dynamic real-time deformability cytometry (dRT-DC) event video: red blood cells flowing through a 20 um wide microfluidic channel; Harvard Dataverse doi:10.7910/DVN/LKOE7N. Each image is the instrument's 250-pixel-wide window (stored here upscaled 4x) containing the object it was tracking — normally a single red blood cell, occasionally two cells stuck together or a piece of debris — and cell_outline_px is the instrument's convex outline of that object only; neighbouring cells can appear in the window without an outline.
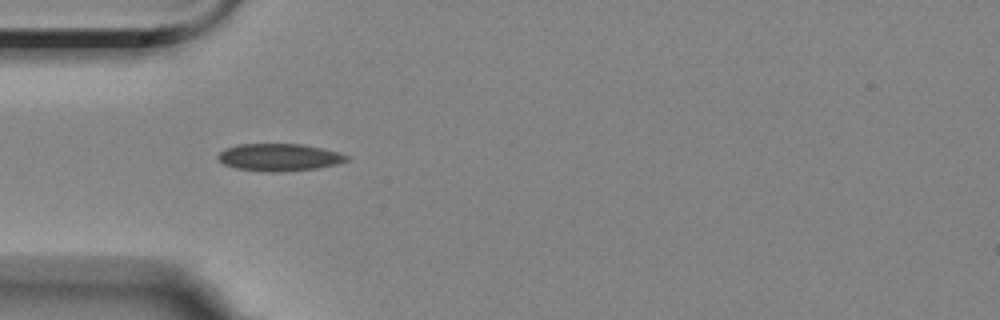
{"species": "Egyptian fruit bat (a non-hibernating species)", "species_latin": "Rousettus aegyptiacus", "temperature_condition": "room temperature", "stored_images_in_passage": 4, "camera_frame_rate_fps": 3000, "um_per_image_px": 0.085, "animal": {"sex": "female"}, "frame": {"image": 1, "passage_image": 4, "time_ms": 3.667, "image_size_px": [1000, 320], "cell_outline_px": [[348, 160], [336, 164], [316, 168], [280, 172], [268, 172], [236, 168], [224, 164], [216, 160], [216, 156], [224, 148], [236, 144], [300, 144], [320, 148], [336, 152], [348, 156]], "centroid_in_image_um": [23.64, 13.37], "position_along_channel_um": 61.4, "area_um2": 20.4}}